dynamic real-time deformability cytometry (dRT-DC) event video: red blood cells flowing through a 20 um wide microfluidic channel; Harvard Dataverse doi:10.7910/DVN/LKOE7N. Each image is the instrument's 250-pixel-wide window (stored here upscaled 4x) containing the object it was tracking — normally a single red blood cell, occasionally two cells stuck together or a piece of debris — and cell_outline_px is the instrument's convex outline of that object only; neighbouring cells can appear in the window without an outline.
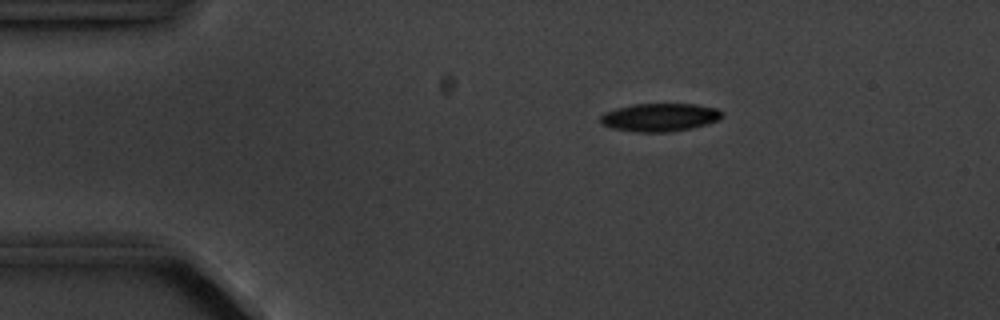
{"species": "common noctule bat (a hibernating species)", "species_latin": "Nyctalus noctula", "temperature_condition": "cold", "stored_images_in_passage": 5, "camera_frame_rate_fps": 3000, "um_per_image_px": 0.085, "animal": {"sex": "male", "body_mass_g": 20.1, "forearm_length_mm": 53.5}, "frame": {"image": 1, "passage_image": 2, "time_ms": 2.0, "image_size_px": [1000, 320], "cell_outline_px": [[724, 116], [720, 120], [708, 124], [692, 128], [668, 132], [640, 132], [612, 128], [600, 124], [600, 116], [604, 112], [616, 108], [632, 104], [696, 104], [716, 108], [724, 112]], "centroid_in_image_um": [56.11, 9.97], "position_along_channel_um": 28.9, "area_um2": 20.17}}